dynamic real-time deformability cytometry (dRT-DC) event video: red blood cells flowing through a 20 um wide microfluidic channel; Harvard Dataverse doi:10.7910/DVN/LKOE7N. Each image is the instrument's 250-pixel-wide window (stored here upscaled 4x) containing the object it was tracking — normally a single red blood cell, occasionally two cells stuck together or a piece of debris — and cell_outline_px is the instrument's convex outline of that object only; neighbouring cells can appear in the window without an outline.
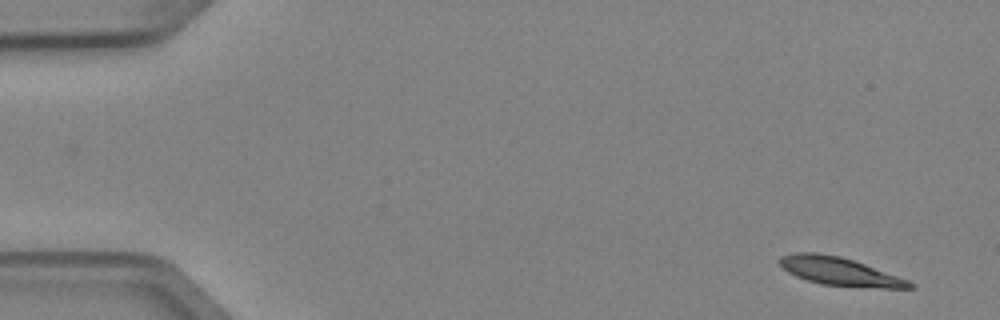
{"species": "Egyptian fruit bat (a non-hibernating species)", "species_latin": "Rousettus aegyptiacus", "temperature_condition": "cold", "stored_images_in_passage": 3, "camera_frame_rate_fps": 3000, "um_per_image_px": 0.085, "animal": {"sex": "female"}, "frame": {"image": 1, "passage_image": 1, "time_ms": 0.0, "image_size_px": [1000, 320], "cell_outline_px": [[916, 288], [884, 288], [820, 284], [796, 276], [788, 272], [780, 264], [780, 256], [796, 252], [816, 252], [840, 256], [864, 264], [908, 280], [916, 284]], "centroid_in_image_um": [71.37, 23.07], "position_along_channel_um": 13.6, "area_um2": 21.04}}